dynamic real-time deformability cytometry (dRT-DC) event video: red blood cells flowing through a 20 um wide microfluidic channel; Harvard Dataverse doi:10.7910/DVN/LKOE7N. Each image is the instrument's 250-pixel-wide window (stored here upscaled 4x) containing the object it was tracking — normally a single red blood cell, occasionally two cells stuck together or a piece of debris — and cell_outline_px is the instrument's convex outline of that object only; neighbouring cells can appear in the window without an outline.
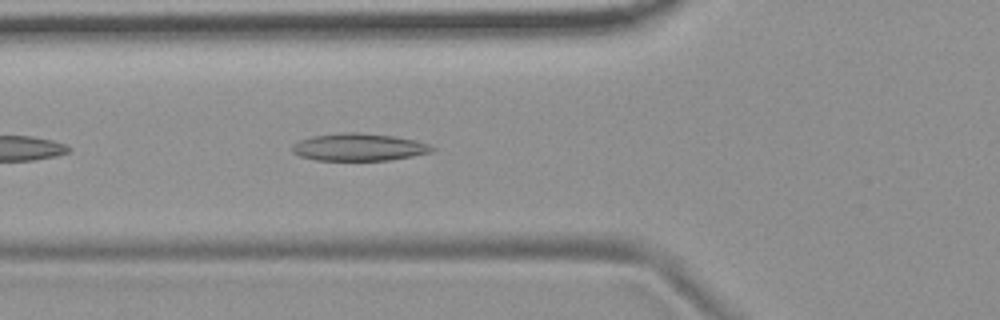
{"species": "common noctule bat (a hibernating species)", "species_latin": "Nyctalus noctula", "temperature_condition": "room temperature", "stored_images_in_passage": 13, "camera_frame_rate_fps": 3000, "um_per_image_px": 0.085, "animal": {"sex": "female", "body_mass_g": 19.9}, "frame": {"image": 1, "passage_image": 6, "time_ms": 1.667, "image_size_px": [1000, 320], "cell_outline_px": [[436, 148], [432, 152], [412, 156], [388, 160], [316, 160], [300, 156], [292, 152], [292, 144], [300, 140], [312, 136], [340, 132], [360, 132], [392, 136], [416, 140], [428, 144]], "centroid_in_image_um": [30.49, 12.5], "position_along_channel_um": 95.3, "area_um2": 22.37}}
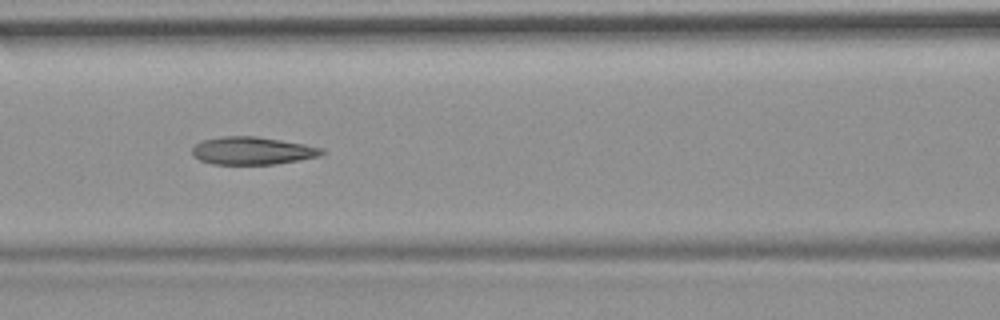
{"frame": {"image": 2, "passage_image": 10, "time_ms": 3.0, "image_size_px": [1000, 320], "cell_outline_px": [[324, 152], [320, 156], [300, 160], [276, 164], [212, 164], [200, 160], [192, 156], [192, 148], [196, 144], [204, 140], [220, 136], [256, 136], [304, 144], [324, 148]], "centroid_in_image_um": [21.45, 12.81], "position_along_channel_um": 145.2, "area_um2": 20.98}}